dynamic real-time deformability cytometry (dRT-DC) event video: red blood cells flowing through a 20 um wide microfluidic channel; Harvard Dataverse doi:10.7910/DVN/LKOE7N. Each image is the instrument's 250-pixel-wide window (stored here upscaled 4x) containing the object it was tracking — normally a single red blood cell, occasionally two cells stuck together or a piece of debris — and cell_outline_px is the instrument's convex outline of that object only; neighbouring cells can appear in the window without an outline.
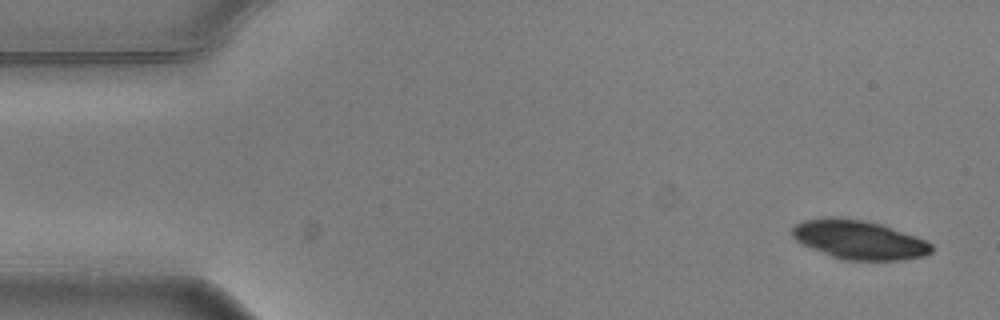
{"species": "common noctule bat (a hibernating species)", "species_latin": "Nyctalus noctula", "temperature_condition": "warm", "stored_images_in_passage": 15, "camera_frame_rate_fps": 3000, "um_per_image_px": 0.085, "animal": {"sex": "male", "body_mass_g": 20.5, "forearm_length_mm": 52.5}, "frame": {"image": 1, "passage_image": 1, "time_ms": 0.0, "image_size_px": [1000, 320], "cell_outline_px": [[932, 252], [924, 256], [896, 260], [844, 260], [832, 256], [812, 248], [796, 240], [792, 236], [792, 228], [796, 224], [804, 220], [824, 216], [836, 216], [860, 220], [880, 224], [892, 228], [924, 240], [932, 244]], "centroid_in_image_um": [72.98, 20.37], "position_along_channel_um": 12.0, "area_um2": 31.27}}
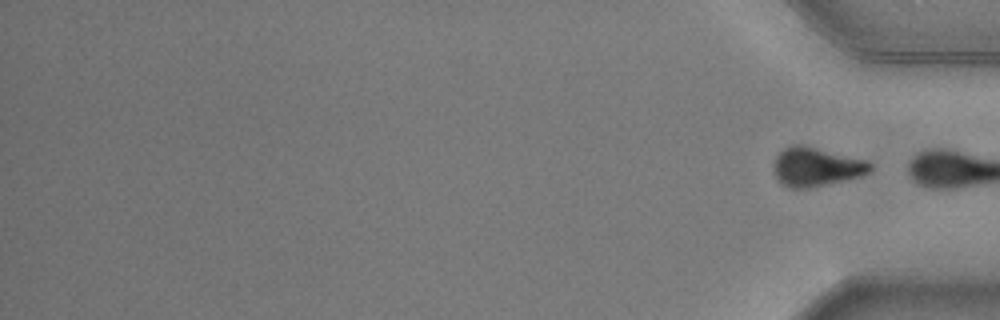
{"frame": {"image": 2, "passage_image": 15, "time_ms": 4.667, "image_size_px": [1000, 320], "cell_outline_px": [[872, 172], [860, 176], [844, 180], [808, 188], [788, 188], [780, 184], [776, 180], [772, 172], [772, 164], [776, 156], [784, 148], [792, 144], [804, 144], [868, 160], [872, 164]], "centroid_in_image_um": [69.34, 14.17], "position_along_channel_um": 365.9, "area_um2": 22.48}}